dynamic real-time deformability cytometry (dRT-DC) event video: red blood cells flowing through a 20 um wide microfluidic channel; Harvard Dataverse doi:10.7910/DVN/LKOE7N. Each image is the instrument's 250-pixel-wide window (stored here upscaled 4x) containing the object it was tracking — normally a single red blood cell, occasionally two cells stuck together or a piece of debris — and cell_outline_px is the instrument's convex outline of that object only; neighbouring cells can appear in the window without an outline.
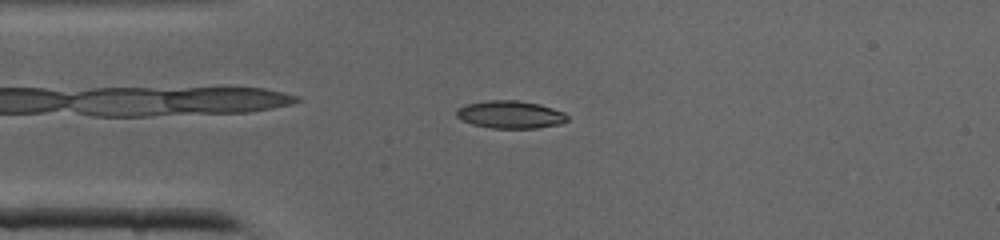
{"species": "common noctule bat (a hibernating species)", "species_latin": "Nyctalus noctula", "temperature_condition": "cold", "stored_images_in_passage": 39, "camera_frame_rate_fps": 3000, "um_per_image_px": 0.085, "animal": {"sex": "male", "body_mass_g": 19.0, "forearm_length_mm": 50.8}, "frame": {"image": 1, "passage_image": 8, "time_ms": 2.333, "image_size_px": [1000, 240], "cell_outline_px": [[568, 120], [560, 124], [536, 128], [492, 128], [472, 124], [460, 120], [456, 116], [456, 112], [460, 108], [468, 104], [488, 100], [516, 100], [540, 104], [564, 112], [568, 116]], "centroid_in_image_um": [43.39, 9.74], "position_along_channel_um": 41.6, "area_um2": 17.8}}
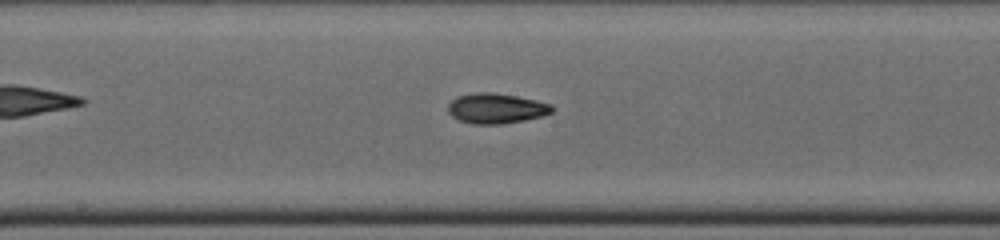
{"frame": {"image": 2, "passage_image": 19, "time_ms": 6.0, "image_size_px": [1000, 240], "cell_outline_px": [[556, 108], [552, 112], [540, 116], [524, 120], [500, 124], [472, 124], [460, 120], [452, 116], [448, 112], [448, 104], [456, 96], [476, 92], [492, 92], [516, 96], [536, 100], [552, 104]], "centroid_in_image_um": [42.17, 9.2], "position_along_channel_um": 206.0, "area_um2": 18.32}}
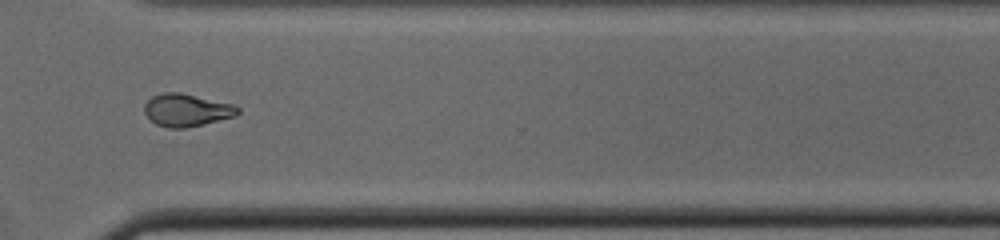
{"frame": {"image": 3, "passage_image": 28, "time_ms": 9.0, "image_size_px": [1000, 240], "cell_outline_px": [[240, 112], [236, 116], [184, 128], [168, 128], [156, 124], [144, 112], [144, 104], [152, 96], [164, 92], [180, 92], [232, 104], [240, 108]], "centroid_in_image_um": [15.86, 9.35], "position_along_channel_um": 354.7, "area_um2": 17.57}}